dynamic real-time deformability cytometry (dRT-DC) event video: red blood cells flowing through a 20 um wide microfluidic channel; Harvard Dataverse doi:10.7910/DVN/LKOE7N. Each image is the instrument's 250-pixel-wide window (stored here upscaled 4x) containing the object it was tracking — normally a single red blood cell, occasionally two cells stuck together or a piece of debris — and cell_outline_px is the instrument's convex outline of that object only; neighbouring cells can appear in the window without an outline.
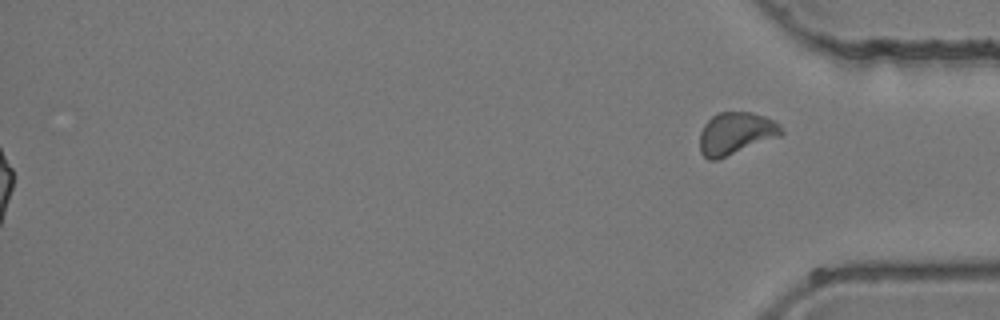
{"species": "common noctule bat (a hibernating species)", "species_latin": "Nyctalus noctula", "temperature_condition": "room temperature", "stored_images_in_passage": 28, "segment_of_instrument_passage": [2, 2], "camera_frame_rate_fps": 3000, "um_per_image_px": 0.085, "animal": {"sex": "female", "body_mass_g": 24.6, "forearm_length_mm": 56.2}, "frame": {"image": 1, "passage_image": 28, "time_ms": 9.0, "image_size_px": [1000, 320], "cell_outline_px": [[784, 132], [780, 136], [716, 160], [708, 160], [700, 152], [700, 132], [704, 124], [712, 116], [720, 112], [752, 112], [764, 116], [780, 124]], "centroid_in_image_um": [62.53, 11.33], "position_along_channel_um": 372.7, "area_um2": 20.0}}